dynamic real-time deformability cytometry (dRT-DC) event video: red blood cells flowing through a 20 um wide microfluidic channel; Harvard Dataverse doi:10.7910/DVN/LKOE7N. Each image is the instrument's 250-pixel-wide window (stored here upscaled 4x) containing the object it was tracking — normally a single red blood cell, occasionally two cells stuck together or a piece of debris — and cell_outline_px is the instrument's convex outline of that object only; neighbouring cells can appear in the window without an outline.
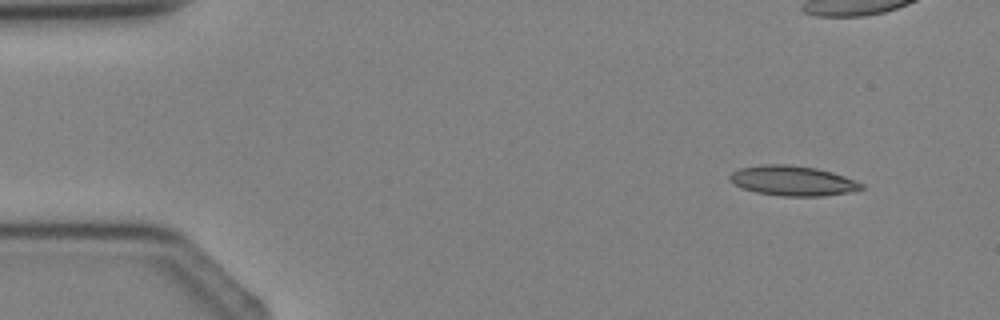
{"species": "Egyptian fruit bat (a non-hibernating species)", "species_latin": "Rousettus aegyptiacus", "temperature_condition": "cold", "stored_images_in_passage": 3, "camera_frame_rate_fps": 3000, "um_per_image_px": 0.085, "animal": {"sex": "female"}, "frame": {"image": 1, "passage_image": 1, "time_ms": 0.0, "image_size_px": [1000, 320], "cell_outline_px": [[864, 188], [848, 192], [820, 196], [780, 196], [756, 192], [744, 188], [736, 184], [728, 176], [732, 172], [740, 168], [764, 164], [788, 164], [816, 168], [832, 172], [844, 176], [864, 184]], "centroid_in_image_um": [67.39, 15.36], "position_along_channel_um": 17.6, "area_um2": 22.72}}